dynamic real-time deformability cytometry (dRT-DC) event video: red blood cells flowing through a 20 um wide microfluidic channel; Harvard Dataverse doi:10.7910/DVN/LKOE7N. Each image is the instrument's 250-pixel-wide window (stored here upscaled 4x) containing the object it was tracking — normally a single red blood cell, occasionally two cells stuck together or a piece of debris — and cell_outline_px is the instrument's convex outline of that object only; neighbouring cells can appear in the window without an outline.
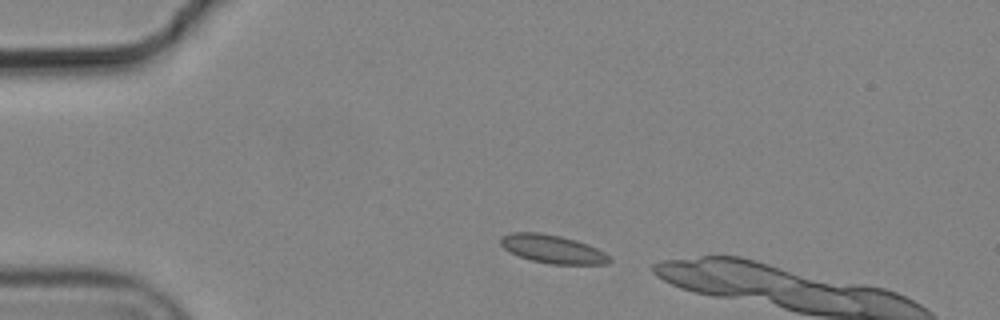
{"species": "common noctule bat (a hibernating species)", "species_latin": "Nyctalus noctula", "temperature_condition": "cold", "stored_images_in_passage": 2, "camera_frame_rate_fps": 3000, "um_per_image_px": 0.085, "animal": {"sex": "male", "body_mass_g": 19.2, "forearm_length_mm": 51.8}, "frame": {"image": 1, "passage_image": 1, "time_ms": 0.0, "image_size_px": [1000, 320], "cell_outline_px": [[612, 260], [608, 264], [548, 264], [532, 260], [508, 252], [500, 244], [500, 236], [512, 232], [540, 232], [560, 236], [576, 240], [588, 244], [604, 252]], "centroid_in_image_um": [46.94, 21.16], "position_along_channel_um": 38.1, "area_um2": 18.03}}